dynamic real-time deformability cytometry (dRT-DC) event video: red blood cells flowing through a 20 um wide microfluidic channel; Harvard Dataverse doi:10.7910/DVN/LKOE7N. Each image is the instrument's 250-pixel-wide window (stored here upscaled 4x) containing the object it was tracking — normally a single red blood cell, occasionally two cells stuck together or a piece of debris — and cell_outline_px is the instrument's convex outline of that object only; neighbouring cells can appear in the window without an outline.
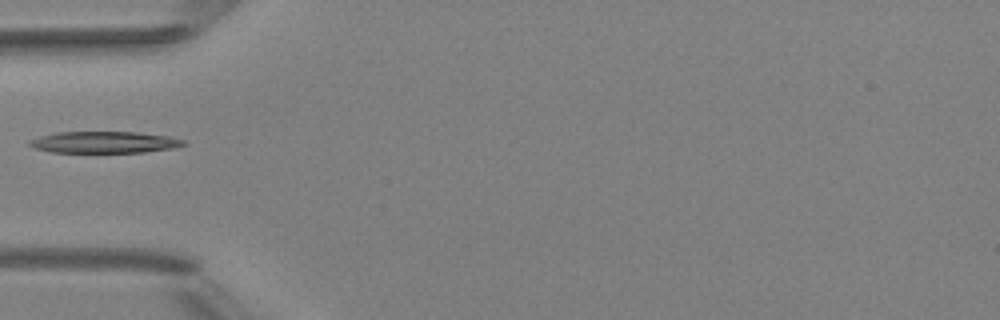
{"species": "Egyptian fruit bat (a non-hibernating species)", "species_latin": "Rousettus aegyptiacus", "temperature_condition": "room temperature", "stored_images_in_passage": 1, "camera_frame_rate_fps": 3000, "um_per_image_px": 0.085, "animal": {"sex": "female"}, "frame": {"image": 1, "passage_image": 1, "time_ms": 0.0, "image_size_px": [1000, 320], "cell_outline_px": [[188, 144], [176, 148], [144, 152], [52, 152], [36, 148], [28, 144], [28, 140], [40, 136], [56, 132], [136, 132], [168, 136], [184, 140]], "centroid_in_image_um": [8.9, 12.09], "position_along_channel_um": 76.1, "area_um2": 19.36}}